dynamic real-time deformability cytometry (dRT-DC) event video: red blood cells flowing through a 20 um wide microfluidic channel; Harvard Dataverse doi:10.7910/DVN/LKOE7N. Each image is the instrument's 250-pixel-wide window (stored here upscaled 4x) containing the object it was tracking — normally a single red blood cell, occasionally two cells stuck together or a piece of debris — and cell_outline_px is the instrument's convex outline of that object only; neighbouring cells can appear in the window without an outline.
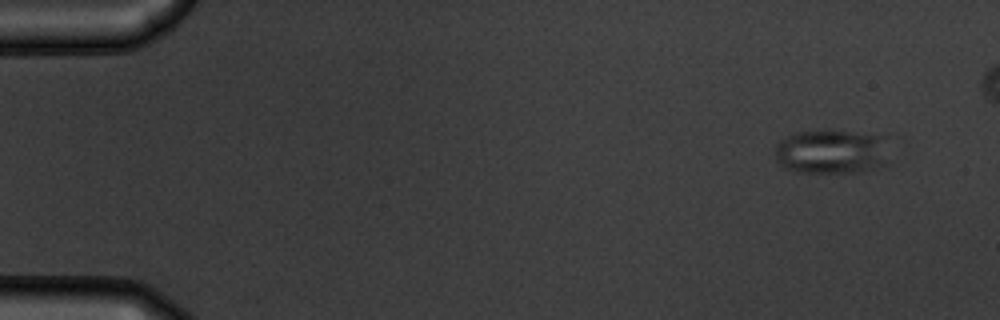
{"species": "common noctule bat (a hibernating species)", "species_latin": "Nyctalus noctula", "temperature_condition": "warm", "stored_images_in_passage": 48, "camera_frame_rate_fps": 3000, "um_per_image_px": 0.085, "animal": {"sex": "male", "body_mass_g": 19.5, "forearm_length_mm": 54.6}, "frame": {"image": 1, "passage_image": 1, "time_ms": 0.0, "image_size_px": [1000, 320], "cell_outline_px": [[888, 136], [884, 164], [864, 172], [796, 172], [784, 168], [776, 160], [776, 144], [784, 136], [792, 132], [816, 128], [832, 128]], "centroid_in_image_um": [70.65, 12.82], "position_along_channel_um": 14.4, "area_um2": 30.75}}
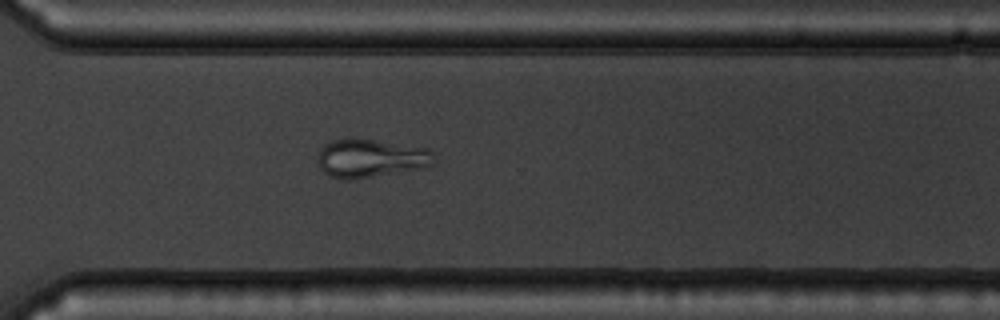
{"frame": {"image": 2, "passage_image": 37, "time_ms": 12.0, "image_size_px": [1000, 320], "cell_outline_px": [[436, 164], [428, 168], [352, 180], [344, 180], [332, 176], [324, 172], [320, 168], [316, 160], [316, 156], [320, 148], [324, 144], [332, 140], [372, 140], [428, 148], [436, 156]], "centroid_in_image_um": [31.56, 13.49], "position_along_channel_um": 339.0, "area_um2": 26.36}}
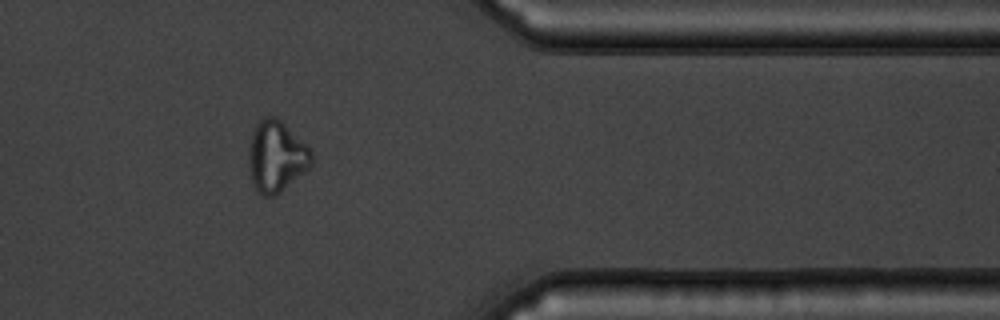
{"frame": {"image": 3, "passage_image": 42, "time_ms": 13.667, "image_size_px": [1000, 320], "cell_outline_px": [[312, 164], [304, 172], [276, 196], [264, 196], [256, 192], [252, 184], [248, 164], [248, 148], [252, 132], [256, 124], [264, 116], [276, 116], [308, 144], [312, 152]], "centroid_in_image_um": [23.47, 13.29], "position_along_channel_um": 387.9, "area_um2": 26.53}}